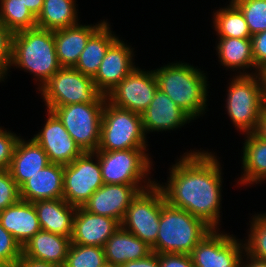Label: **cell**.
Here are the masks:
<instances>
[{
    "instance_id": "6da1fadb",
    "label": "cell",
    "mask_w": 266,
    "mask_h": 267,
    "mask_svg": "<svg viewBox=\"0 0 266 267\" xmlns=\"http://www.w3.org/2000/svg\"><path fill=\"white\" fill-rule=\"evenodd\" d=\"M202 149L183 152L171 162L166 182L156 179V184L170 205L186 210L212 229H222L223 167L217 153Z\"/></svg>"
},
{
    "instance_id": "7a4b0ae2",
    "label": "cell",
    "mask_w": 266,
    "mask_h": 267,
    "mask_svg": "<svg viewBox=\"0 0 266 267\" xmlns=\"http://www.w3.org/2000/svg\"><path fill=\"white\" fill-rule=\"evenodd\" d=\"M158 89L186 112L194 121L208 112V73L188 62L174 61L154 69ZM209 83V84H208Z\"/></svg>"
},
{
    "instance_id": "3957f363",
    "label": "cell",
    "mask_w": 266,
    "mask_h": 267,
    "mask_svg": "<svg viewBox=\"0 0 266 267\" xmlns=\"http://www.w3.org/2000/svg\"><path fill=\"white\" fill-rule=\"evenodd\" d=\"M11 66L33 75L39 90L61 68L54 32L34 27L13 33Z\"/></svg>"
},
{
    "instance_id": "277c9868",
    "label": "cell",
    "mask_w": 266,
    "mask_h": 267,
    "mask_svg": "<svg viewBox=\"0 0 266 267\" xmlns=\"http://www.w3.org/2000/svg\"><path fill=\"white\" fill-rule=\"evenodd\" d=\"M213 229L186 210L170 205L162 191V210L156 243L157 254H187Z\"/></svg>"
},
{
    "instance_id": "5b68a950",
    "label": "cell",
    "mask_w": 266,
    "mask_h": 267,
    "mask_svg": "<svg viewBox=\"0 0 266 267\" xmlns=\"http://www.w3.org/2000/svg\"><path fill=\"white\" fill-rule=\"evenodd\" d=\"M231 74L232 72L224 97L225 112L239 134H252L256 131L265 108L262 79L259 73L233 76Z\"/></svg>"
},
{
    "instance_id": "8992f818",
    "label": "cell",
    "mask_w": 266,
    "mask_h": 267,
    "mask_svg": "<svg viewBox=\"0 0 266 267\" xmlns=\"http://www.w3.org/2000/svg\"><path fill=\"white\" fill-rule=\"evenodd\" d=\"M149 148H133L118 151H95L101 167L104 184L153 185L151 175L155 161Z\"/></svg>"
},
{
    "instance_id": "52a82bcc",
    "label": "cell",
    "mask_w": 266,
    "mask_h": 267,
    "mask_svg": "<svg viewBox=\"0 0 266 267\" xmlns=\"http://www.w3.org/2000/svg\"><path fill=\"white\" fill-rule=\"evenodd\" d=\"M38 91L46 108L69 104H105L107 98L93 78L74 68L61 67Z\"/></svg>"
},
{
    "instance_id": "ba28073f",
    "label": "cell",
    "mask_w": 266,
    "mask_h": 267,
    "mask_svg": "<svg viewBox=\"0 0 266 267\" xmlns=\"http://www.w3.org/2000/svg\"><path fill=\"white\" fill-rule=\"evenodd\" d=\"M142 115L115 107L107 100L102 112L100 143L96 151L148 148Z\"/></svg>"
},
{
    "instance_id": "9c48e42d",
    "label": "cell",
    "mask_w": 266,
    "mask_h": 267,
    "mask_svg": "<svg viewBox=\"0 0 266 267\" xmlns=\"http://www.w3.org/2000/svg\"><path fill=\"white\" fill-rule=\"evenodd\" d=\"M104 104H69L52 111L83 152H95L100 143Z\"/></svg>"
},
{
    "instance_id": "30bf717a",
    "label": "cell",
    "mask_w": 266,
    "mask_h": 267,
    "mask_svg": "<svg viewBox=\"0 0 266 267\" xmlns=\"http://www.w3.org/2000/svg\"><path fill=\"white\" fill-rule=\"evenodd\" d=\"M161 210L162 189L155 182L132 200L121 227L152 247L158 236Z\"/></svg>"
},
{
    "instance_id": "8fae6325",
    "label": "cell",
    "mask_w": 266,
    "mask_h": 267,
    "mask_svg": "<svg viewBox=\"0 0 266 267\" xmlns=\"http://www.w3.org/2000/svg\"><path fill=\"white\" fill-rule=\"evenodd\" d=\"M101 167L95 152H83L64 165L63 199L81 207L103 185Z\"/></svg>"
},
{
    "instance_id": "7c38bea8",
    "label": "cell",
    "mask_w": 266,
    "mask_h": 267,
    "mask_svg": "<svg viewBox=\"0 0 266 267\" xmlns=\"http://www.w3.org/2000/svg\"><path fill=\"white\" fill-rule=\"evenodd\" d=\"M236 236L213 229L190 253L194 267H240L244 243Z\"/></svg>"
},
{
    "instance_id": "4fadbf2b",
    "label": "cell",
    "mask_w": 266,
    "mask_h": 267,
    "mask_svg": "<svg viewBox=\"0 0 266 267\" xmlns=\"http://www.w3.org/2000/svg\"><path fill=\"white\" fill-rule=\"evenodd\" d=\"M158 89L154 69L135 67L107 96L115 107L143 114Z\"/></svg>"
},
{
    "instance_id": "5bb4252c",
    "label": "cell",
    "mask_w": 266,
    "mask_h": 267,
    "mask_svg": "<svg viewBox=\"0 0 266 267\" xmlns=\"http://www.w3.org/2000/svg\"><path fill=\"white\" fill-rule=\"evenodd\" d=\"M135 48L118 37L108 48L98 72L93 77L98 90L107 96L131 71L135 63ZM136 64V65H135Z\"/></svg>"
},
{
    "instance_id": "9a60e30c",
    "label": "cell",
    "mask_w": 266,
    "mask_h": 267,
    "mask_svg": "<svg viewBox=\"0 0 266 267\" xmlns=\"http://www.w3.org/2000/svg\"><path fill=\"white\" fill-rule=\"evenodd\" d=\"M45 121L42 129L34 133L33 139L46 152L50 163L70 164L83 151L71 138L59 118L52 112L45 109Z\"/></svg>"
},
{
    "instance_id": "2e32d148",
    "label": "cell",
    "mask_w": 266,
    "mask_h": 267,
    "mask_svg": "<svg viewBox=\"0 0 266 267\" xmlns=\"http://www.w3.org/2000/svg\"><path fill=\"white\" fill-rule=\"evenodd\" d=\"M152 185L103 184L82 207L93 214L111 217L120 224L132 200Z\"/></svg>"
},
{
    "instance_id": "e0dca14e",
    "label": "cell",
    "mask_w": 266,
    "mask_h": 267,
    "mask_svg": "<svg viewBox=\"0 0 266 267\" xmlns=\"http://www.w3.org/2000/svg\"><path fill=\"white\" fill-rule=\"evenodd\" d=\"M193 121L185 111L159 89L142 114L143 128L147 137L153 132L163 133L167 131L171 133V130H181L182 127Z\"/></svg>"
},
{
    "instance_id": "ac0fdd59",
    "label": "cell",
    "mask_w": 266,
    "mask_h": 267,
    "mask_svg": "<svg viewBox=\"0 0 266 267\" xmlns=\"http://www.w3.org/2000/svg\"><path fill=\"white\" fill-rule=\"evenodd\" d=\"M120 226L121 224L111 217L93 214L82 206L77 207L71 244L103 247Z\"/></svg>"
},
{
    "instance_id": "d6986e66",
    "label": "cell",
    "mask_w": 266,
    "mask_h": 267,
    "mask_svg": "<svg viewBox=\"0 0 266 267\" xmlns=\"http://www.w3.org/2000/svg\"><path fill=\"white\" fill-rule=\"evenodd\" d=\"M94 24L78 23L71 27L54 30L57 59L61 67L73 68L89 38L107 21Z\"/></svg>"
},
{
    "instance_id": "ffe728a7",
    "label": "cell",
    "mask_w": 266,
    "mask_h": 267,
    "mask_svg": "<svg viewBox=\"0 0 266 267\" xmlns=\"http://www.w3.org/2000/svg\"><path fill=\"white\" fill-rule=\"evenodd\" d=\"M215 43L218 62L226 71L234 72L232 75L257 73L251 38L216 37Z\"/></svg>"
},
{
    "instance_id": "44dd1931",
    "label": "cell",
    "mask_w": 266,
    "mask_h": 267,
    "mask_svg": "<svg viewBox=\"0 0 266 267\" xmlns=\"http://www.w3.org/2000/svg\"><path fill=\"white\" fill-rule=\"evenodd\" d=\"M242 141L241 176L235 180L239 187L266 183V141L255 133L246 134ZM257 184V185H256ZM252 185V186H251Z\"/></svg>"
},
{
    "instance_id": "7402d4cb",
    "label": "cell",
    "mask_w": 266,
    "mask_h": 267,
    "mask_svg": "<svg viewBox=\"0 0 266 267\" xmlns=\"http://www.w3.org/2000/svg\"><path fill=\"white\" fill-rule=\"evenodd\" d=\"M27 139L24 136L18 139L8 168L19 188L39 170L50 164L43 148L33 138L27 137Z\"/></svg>"
},
{
    "instance_id": "603a6c76",
    "label": "cell",
    "mask_w": 266,
    "mask_h": 267,
    "mask_svg": "<svg viewBox=\"0 0 266 267\" xmlns=\"http://www.w3.org/2000/svg\"><path fill=\"white\" fill-rule=\"evenodd\" d=\"M64 165L50 163L20 187V199L36 202L63 198Z\"/></svg>"
},
{
    "instance_id": "cb8c5ba5",
    "label": "cell",
    "mask_w": 266,
    "mask_h": 267,
    "mask_svg": "<svg viewBox=\"0 0 266 267\" xmlns=\"http://www.w3.org/2000/svg\"><path fill=\"white\" fill-rule=\"evenodd\" d=\"M0 224L22 247L41 230L33 203L21 199L0 212Z\"/></svg>"
},
{
    "instance_id": "d4e9b609",
    "label": "cell",
    "mask_w": 266,
    "mask_h": 267,
    "mask_svg": "<svg viewBox=\"0 0 266 267\" xmlns=\"http://www.w3.org/2000/svg\"><path fill=\"white\" fill-rule=\"evenodd\" d=\"M41 230L72 237L73 220L77 207L63 198L33 202Z\"/></svg>"
},
{
    "instance_id": "484cf974",
    "label": "cell",
    "mask_w": 266,
    "mask_h": 267,
    "mask_svg": "<svg viewBox=\"0 0 266 267\" xmlns=\"http://www.w3.org/2000/svg\"><path fill=\"white\" fill-rule=\"evenodd\" d=\"M70 244V238L40 230L22 247V256L63 267Z\"/></svg>"
},
{
    "instance_id": "4316f807",
    "label": "cell",
    "mask_w": 266,
    "mask_h": 267,
    "mask_svg": "<svg viewBox=\"0 0 266 267\" xmlns=\"http://www.w3.org/2000/svg\"><path fill=\"white\" fill-rule=\"evenodd\" d=\"M103 250L106 263L115 265L142 259L152 252L150 246L121 226L107 240Z\"/></svg>"
},
{
    "instance_id": "83f0119b",
    "label": "cell",
    "mask_w": 266,
    "mask_h": 267,
    "mask_svg": "<svg viewBox=\"0 0 266 267\" xmlns=\"http://www.w3.org/2000/svg\"><path fill=\"white\" fill-rule=\"evenodd\" d=\"M107 20L88 40L73 67L84 75L94 77L99 70L109 46L120 36L115 34Z\"/></svg>"
},
{
    "instance_id": "f1b7e54d",
    "label": "cell",
    "mask_w": 266,
    "mask_h": 267,
    "mask_svg": "<svg viewBox=\"0 0 266 267\" xmlns=\"http://www.w3.org/2000/svg\"><path fill=\"white\" fill-rule=\"evenodd\" d=\"M77 0H44L36 27L57 30L77 25L81 17ZM79 14V15H78Z\"/></svg>"
},
{
    "instance_id": "f546056e",
    "label": "cell",
    "mask_w": 266,
    "mask_h": 267,
    "mask_svg": "<svg viewBox=\"0 0 266 267\" xmlns=\"http://www.w3.org/2000/svg\"><path fill=\"white\" fill-rule=\"evenodd\" d=\"M214 11H211L213 16L211 28L213 27L217 37H252L243 13L231 0H228L224 7H218Z\"/></svg>"
},
{
    "instance_id": "4dcf8cb0",
    "label": "cell",
    "mask_w": 266,
    "mask_h": 267,
    "mask_svg": "<svg viewBox=\"0 0 266 267\" xmlns=\"http://www.w3.org/2000/svg\"><path fill=\"white\" fill-rule=\"evenodd\" d=\"M0 22L12 33L36 27V17L22 0H0Z\"/></svg>"
},
{
    "instance_id": "1f68e13d",
    "label": "cell",
    "mask_w": 266,
    "mask_h": 267,
    "mask_svg": "<svg viewBox=\"0 0 266 267\" xmlns=\"http://www.w3.org/2000/svg\"><path fill=\"white\" fill-rule=\"evenodd\" d=\"M251 215L247 236L243 238L244 252L252 258L266 261V212L255 211Z\"/></svg>"
},
{
    "instance_id": "d6a6232c",
    "label": "cell",
    "mask_w": 266,
    "mask_h": 267,
    "mask_svg": "<svg viewBox=\"0 0 266 267\" xmlns=\"http://www.w3.org/2000/svg\"><path fill=\"white\" fill-rule=\"evenodd\" d=\"M105 263L103 247L70 244L63 267H102Z\"/></svg>"
},
{
    "instance_id": "836d02e7",
    "label": "cell",
    "mask_w": 266,
    "mask_h": 267,
    "mask_svg": "<svg viewBox=\"0 0 266 267\" xmlns=\"http://www.w3.org/2000/svg\"><path fill=\"white\" fill-rule=\"evenodd\" d=\"M243 13L251 35L266 31V0H231Z\"/></svg>"
},
{
    "instance_id": "e575fe53",
    "label": "cell",
    "mask_w": 266,
    "mask_h": 267,
    "mask_svg": "<svg viewBox=\"0 0 266 267\" xmlns=\"http://www.w3.org/2000/svg\"><path fill=\"white\" fill-rule=\"evenodd\" d=\"M22 256V246L0 224V266L16 267Z\"/></svg>"
},
{
    "instance_id": "d590c367",
    "label": "cell",
    "mask_w": 266,
    "mask_h": 267,
    "mask_svg": "<svg viewBox=\"0 0 266 267\" xmlns=\"http://www.w3.org/2000/svg\"><path fill=\"white\" fill-rule=\"evenodd\" d=\"M13 33L0 22V83L10 77Z\"/></svg>"
},
{
    "instance_id": "8d00e7d4",
    "label": "cell",
    "mask_w": 266,
    "mask_h": 267,
    "mask_svg": "<svg viewBox=\"0 0 266 267\" xmlns=\"http://www.w3.org/2000/svg\"><path fill=\"white\" fill-rule=\"evenodd\" d=\"M20 200V188L8 169L0 170V212Z\"/></svg>"
},
{
    "instance_id": "74e56055",
    "label": "cell",
    "mask_w": 266,
    "mask_h": 267,
    "mask_svg": "<svg viewBox=\"0 0 266 267\" xmlns=\"http://www.w3.org/2000/svg\"><path fill=\"white\" fill-rule=\"evenodd\" d=\"M0 126V170L8 169L13 157V152L21 134Z\"/></svg>"
},
{
    "instance_id": "f35d334b",
    "label": "cell",
    "mask_w": 266,
    "mask_h": 267,
    "mask_svg": "<svg viewBox=\"0 0 266 267\" xmlns=\"http://www.w3.org/2000/svg\"><path fill=\"white\" fill-rule=\"evenodd\" d=\"M252 48L257 73L266 67V31L252 35Z\"/></svg>"
},
{
    "instance_id": "ab89813d",
    "label": "cell",
    "mask_w": 266,
    "mask_h": 267,
    "mask_svg": "<svg viewBox=\"0 0 266 267\" xmlns=\"http://www.w3.org/2000/svg\"><path fill=\"white\" fill-rule=\"evenodd\" d=\"M160 267H194L187 254H160Z\"/></svg>"
},
{
    "instance_id": "60d3db41",
    "label": "cell",
    "mask_w": 266,
    "mask_h": 267,
    "mask_svg": "<svg viewBox=\"0 0 266 267\" xmlns=\"http://www.w3.org/2000/svg\"><path fill=\"white\" fill-rule=\"evenodd\" d=\"M121 267H160V254L152 251L146 257L128 261L122 264Z\"/></svg>"
},
{
    "instance_id": "b9f144b4",
    "label": "cell",
    "mask_w": 266,
    "mask_h": 267,
    "mask_svg": "<svg viewBox=\"0 0 266 267\" xmlns=\"http://www.w3.org/2000/svg\"><path fill=\"white\" fill-rule=\"evenodd\" d=\"M16 267H60L56 264L21 256Z\"/></svg>"
},
{
    "instance_id": "7bdbcfd3",
    "label": "cell",
    "mask_w": 266,
    "mask_h": 267,
    "mask_svg": "<svg viewBox=\"0 0 266 267\" xmlns=\"http://www.w3.org/2000/svg\"><path fill=\"white\" fill-rule=\"evenodd\" d=\"M240 267H266V261L252 258L244 252L241 258Z\"/></svg>"
},
{
    "instance_id": "ee69618b",
    "label": "cell",
    "mask_w": 266,
    "mask_h": 267,
    "mask_svg": "<svg viewBox=\"0 0 266 267\" xmlns=\"http://www.w3.org/2000/svg\"><path fill=\"white\" fill-rule=\"evenodd\" d=\"M22 2L37 18L40 12L42 11L44 0H22Z\"/></svg>"
},
{
    "instance_id": "f6af8a7d",
    "label": "cell",
    "mask_w": 266,
    "mask_h": 267,
    "mask_svg": "<svg viewBox=\"0 0 266 267\" xmlns=\"http://www.w3.org/2000/svg\"><path fill=\"white\" fill-rule=\"evenodd\" d=\"M258 137L266 141V107L263 109L260 116L258 126L254 132Z\"/></svg>"
},
{
    "instance_id": "bcb514c9",
    "label": "cell",
    "mask_w": 266,
    "mask_h": 267,
    "mask_svg": "<svg viewBox=\"0 0 266 267\" xmlns=\"http://www.w3.org/2000/svg\"><path fill=\"white\" fill-rule=\"evenodd\" d=\"M260 77L263 82V93H264V102H265V107H266V67L262 69L260 72Z\"/></svg>"
},
{
    "instance_id": "7dc6e473",
    "label": "cell",
    "mask_w": 266,
    "mask_h": 267,
    "mask_svg": "<svg viewBox=\"0 0 266 267\" xmlns=\"http://www.w3.org/2000/svg\"><path fill=\"white\" fill-rule=\"evenodd\" d=\"M102 267H121V265L105 263Z\"/></svg>"
}]
</instances>
